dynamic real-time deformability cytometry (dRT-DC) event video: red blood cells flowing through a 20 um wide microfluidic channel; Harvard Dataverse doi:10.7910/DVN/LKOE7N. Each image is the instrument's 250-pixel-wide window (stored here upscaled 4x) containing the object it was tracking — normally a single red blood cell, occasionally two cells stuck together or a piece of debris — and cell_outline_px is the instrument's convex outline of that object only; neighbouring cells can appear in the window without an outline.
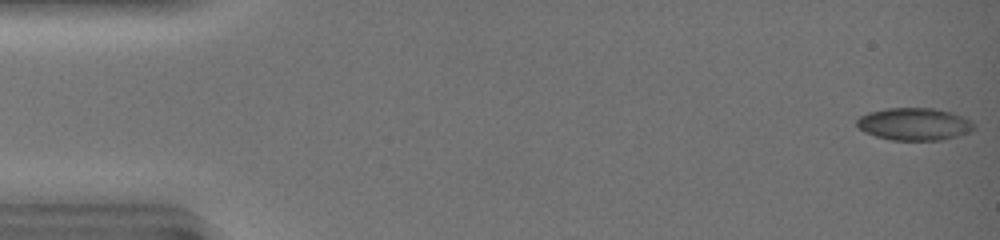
{"species": "common noctule bat (a hibernating species)", "species_latin": "Nyctalus noctula", "temperature_condition": "warm", "stored_images_in_passage": 47, "camera_frame_rate_fps": 3000, "um_per_image_px": 0.085, "animal": {"sex": "female", "body_mass_g": 19.0, "forearm_length_mm": 51.5}, "frame": {"image": 1, "passage_image": 1, "time_ms": 0.0, "image_size_px": [1000, 240], "cell_outline_px": [[976, 128], [968, 132], [956, 136], [940, 140], [892, 140], [876, 136], [864, 132], [856, 124], [856, 120], [860, 116], [868, 112], [884, 108], [936, 108], [952, 112], [964, 116]], "centroid_in_image_um": [77.69, 10.53], "position_along_channel_um": 7.3, "area_um2": 22.14}}
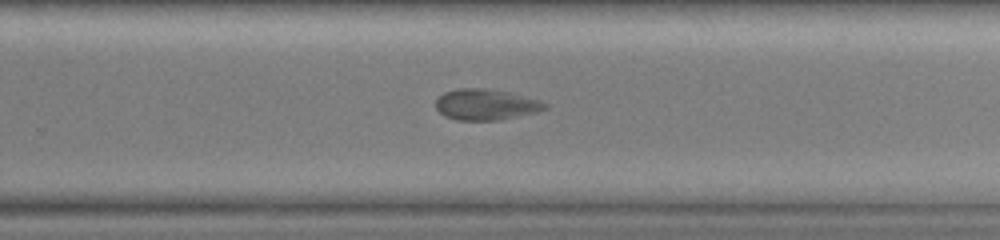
{"frame": {"image": 2, "passage_image": 32, "time_ms": 10.333, "image_size_px": [1000, 240], "cell_outline_px": [[548, 108], [536, 112], [500, 120], [456, 120], [444, 116], [436, 108], [436, 100], [444, 92], [460, 88], [484, 88], [508, 92], [540, 100], [548, 104]], "centroid_in_image_um": [41.3, 8.89], "position_along_channel_um": 288.5, "area_um2": 19.65}}
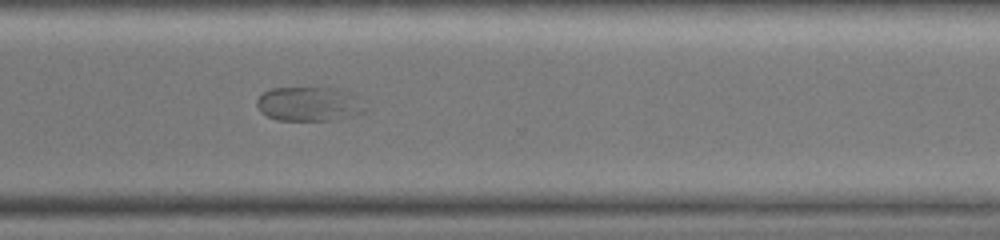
{"frame": {"image": 3, "passage_image": 36, "time_ms": 11.667, "image_size_px": [1000, 240], "cell_outline_px": [[368, 108], [364, 112], [352, 116], [332, 120], [276, 120], [260, 112], [256, 104], [256, 100], [264, 92], [272, 88], [336, 88], [360, 96]], "centroid_in_image_um": [26.33, 8.84], "position_along_channel_um": 344.3, "area_um2": 21.91}}